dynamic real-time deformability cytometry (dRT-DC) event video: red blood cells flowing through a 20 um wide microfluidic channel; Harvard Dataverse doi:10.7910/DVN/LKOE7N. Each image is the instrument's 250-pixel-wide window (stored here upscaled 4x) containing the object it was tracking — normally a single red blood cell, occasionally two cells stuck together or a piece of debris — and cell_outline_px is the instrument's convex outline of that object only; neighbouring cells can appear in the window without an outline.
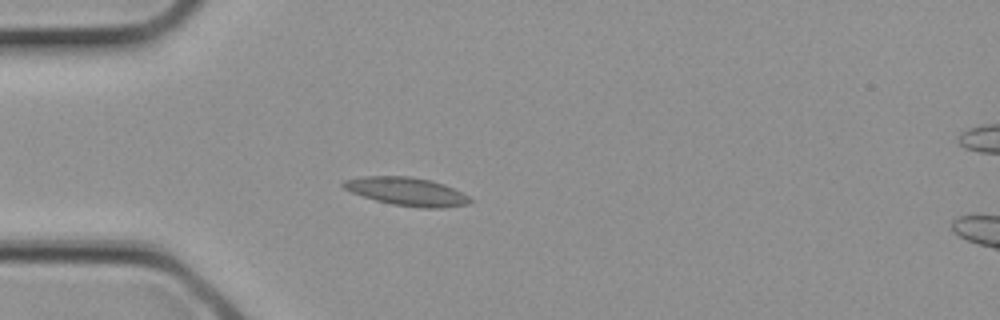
{"species": "common noctule bat (a hibernating species)", "species_latin": "Nyctalus noctula", "temperature_condition": "cold", "stored_images_in_passage": 3, "camera_frame_rate_fps": 3000, "um_per_image_px": 0.085, "animal": {"sex": "female", "body_mass_g": 21.9}, "frame": {"image": 1, "passage_image": 2, "time_ms": 0.333, "image_size_px": [1000, 320], "cell_outline_px": [[472, 200], [468, 204], [444, 208], [420, 208], [392, 204], [376, 200], [352, 192], [344, 188], [340, 184], [344, 180], [364, 176], [408, 176], [432, 180], [444, 184], [468, 196]], "centroid_in_image_um": [34.58, 16.28], "position_along_channel_um": 50.4, "area_um2": 20.75}}